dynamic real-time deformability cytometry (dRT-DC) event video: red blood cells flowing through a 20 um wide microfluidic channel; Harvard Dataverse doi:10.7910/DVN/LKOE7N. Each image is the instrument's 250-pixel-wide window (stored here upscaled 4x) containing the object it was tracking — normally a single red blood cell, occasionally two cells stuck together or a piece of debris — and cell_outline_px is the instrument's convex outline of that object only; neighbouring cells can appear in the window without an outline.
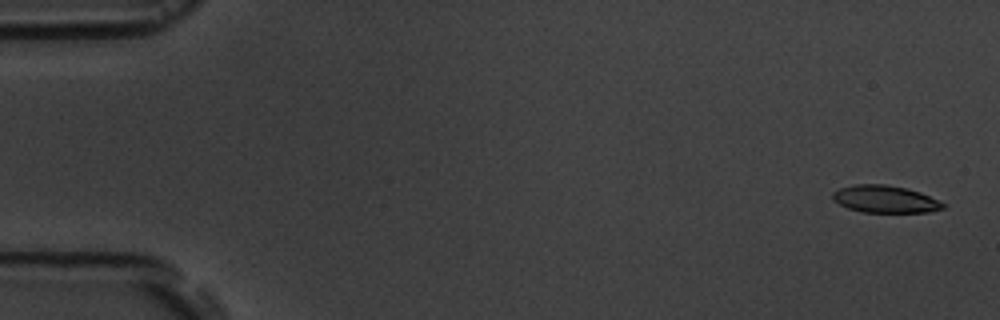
{"species": "common noctule bat (a hibernating species)", "species_latin": "Nyctalus noctula", "temperature_condition": "room temperature", "stored_images_in_passage": 6, "camera_frame_rate_fps": 3000, "um_per_image_px": 0.085, "animal": {"sex": "male", "body_mass_g": 19.5, "forearm_length_mm": 54.6}, "frame": {"image": 1, "passage_image": 1, "time_ms": 0.0, "image_size_px": [1000, 320], "cell_outline_px": [[948, 204], [944, 208], [928, 212], [860, 212], [848, 208], [832, 200], [832, 192], [840, 188], [856, 184], [884, 184], [908, 188], [920, 192]], "centroid_in_image_um": [75.24, 16.92], "position_along_channel_um": 9.8, "area_um2": 17.69}}
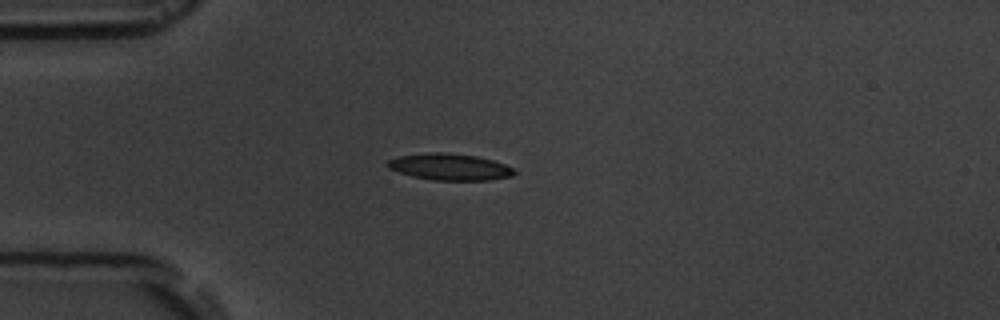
{"frame": {"image": 2, "passage_image": 4, "time_ms": 4.333, "image_size_px": [1000, 320], "cell_outline_px": [[516, 172], [512, 176], [492, 180], [432, 180], [412, 176], [388, 168], [388, 160], [400, 156], [432, 152], [444, 152], [476, 156], [492, 160], [504, 164], [512, 168]], "centroid_in_image_um": [38.25, 14.19], "position_along_channel_um": 46.8, "area_um2": 19.42}}
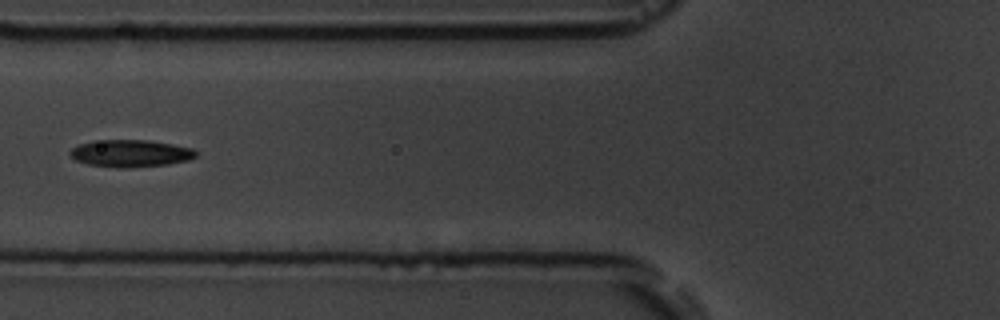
{"frame": {"image": 3, "passage_image": 6, "time_ms": 6.667, "image_size_px": [1000, 320], "cell_outline_px": [[196, 156], [188, 160], [168, 164], [128, 168], [116, 168], [88, 164], [76, 160], [68, 152], [72, 148], [80, 144], [92, 140], [148, 140], [172, 144], [192, 148], [196, 152]], "centroid_in_image_um": [11.08, 13.03], "position_along_channel_um": 114.7, "area_um2": 19.94}}